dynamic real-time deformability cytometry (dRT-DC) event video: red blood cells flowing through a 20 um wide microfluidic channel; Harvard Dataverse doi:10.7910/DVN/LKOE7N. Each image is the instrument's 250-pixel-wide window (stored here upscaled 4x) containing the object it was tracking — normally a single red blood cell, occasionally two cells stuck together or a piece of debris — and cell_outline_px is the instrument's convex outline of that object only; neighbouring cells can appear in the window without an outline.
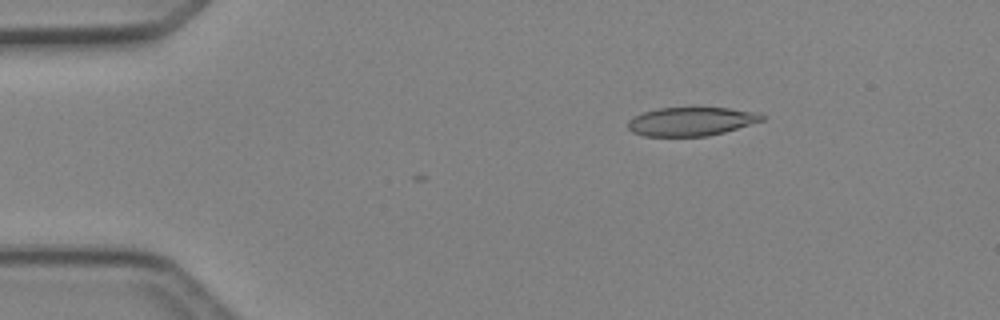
{"species": "Egyptian fruit bat (a non-hibernating species)", "species_latin": "Rousettus aegyptiacus", "temperature_condition": "cold", "stored_images_in_passage": 7, "camera_frame_rate_fps": 3000, "um_per_image_px": 0.085, "animal": {"sex": "female"}, "frame": {"image": 1, "passage_image": 5, "time_ms": 1.333, "image_size_px": [1000, 320], "cell_outline_px": [[768, 116], [764, 120], [724, 132], [708, 136], [644, 136], [632, 132], [628, 128], [628, 120], [644, 112], [660, 108], [728, 108], [756, 112]], "centroid_in_image_um": [58.77, 10.33], "position_along_channel_um": 26.2, "area_um2": 22.25}}